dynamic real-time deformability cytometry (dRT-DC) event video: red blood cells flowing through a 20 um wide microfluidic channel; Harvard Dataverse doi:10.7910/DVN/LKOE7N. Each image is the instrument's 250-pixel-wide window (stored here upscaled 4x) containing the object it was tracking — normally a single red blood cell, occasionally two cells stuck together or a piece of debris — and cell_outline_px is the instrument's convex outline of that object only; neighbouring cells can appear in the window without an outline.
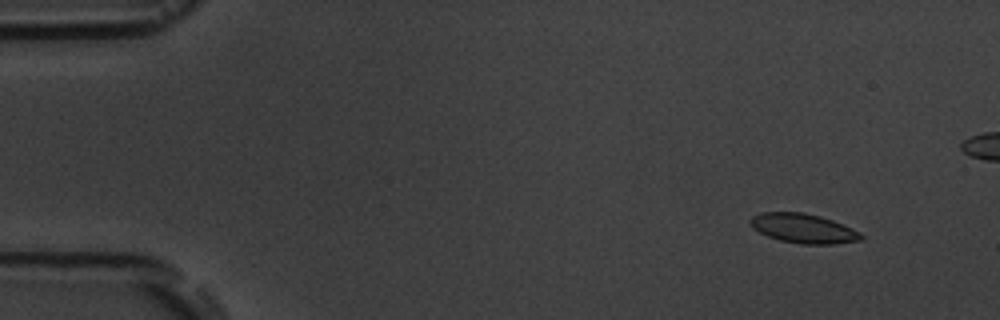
{"species": "common noctule bat (a hibernating species)", "species_latin": "Nyctalus noctula", "temperature_condition": "room temperature", "stored_images_in_passage": 6, "camera_frame_rate_fps": 3000, "um_per_image_px": 0.085, "animal": {"sex": "male", "body_mass_g": 19.5, "forearm_length_mm": 54.6}, "frame": {"image": 1, "passage_image": 2, "time_ms": 1.0, "image_size_px": [1000, 320], "cell_outline_px": [[864, 236], [860, 240], [836, 244], [800, 244], [780, 240], [768, 236], [752, 228], [752, 216], [760, 212], [804, 212], [820, 216], [832, 220], [852, 228], [860, 232]], "centroid_in_image_um": [68.31, 19.41], "position_along_channel_um": 16.7, "area_um2": 18.9}}